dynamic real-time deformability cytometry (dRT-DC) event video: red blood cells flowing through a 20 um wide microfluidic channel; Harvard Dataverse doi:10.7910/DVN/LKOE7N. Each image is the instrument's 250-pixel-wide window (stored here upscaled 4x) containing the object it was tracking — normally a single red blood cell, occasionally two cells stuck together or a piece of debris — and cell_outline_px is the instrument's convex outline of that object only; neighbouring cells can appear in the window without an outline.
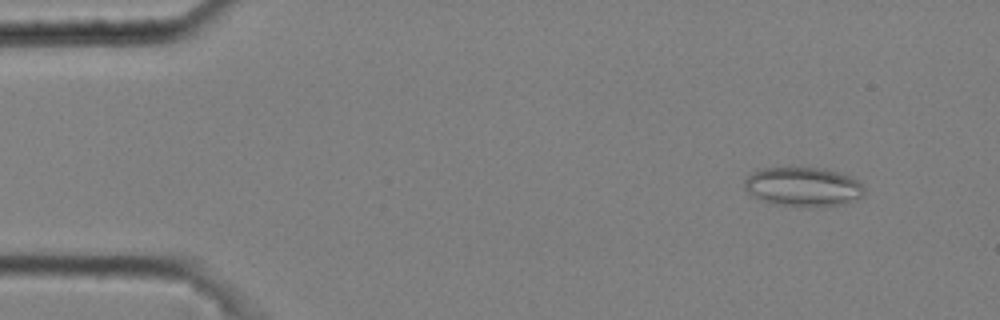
{"species": "common noctule bat (a hibernating species)", "species_latin": "Nyctalus noctula", "temperature_condition": "cold", "stored_images_in_passage": 13, "camera_frame_rate_fps": 3000, "um_per_image_px": 0.085, "animal": {"sex": "male", "body_mass_g": 20.4}, "frame": {"image": 1, "passage_image": 2, "time_ms": 0.333, "image_size_px": [1000, 320], "cell_outline_px": [[864, 196], [856, 200], [844, 204], [804, 208], [772, 204], [748, 192], [744, 188], [744, 180], [756, 168], [824, 168], [840, 172], [852, 176], [864, 188]], "centroid_in_image_um": [68.28, 15.89], "position_along_channel_um": 16.7, "area_um2": 27.8}}
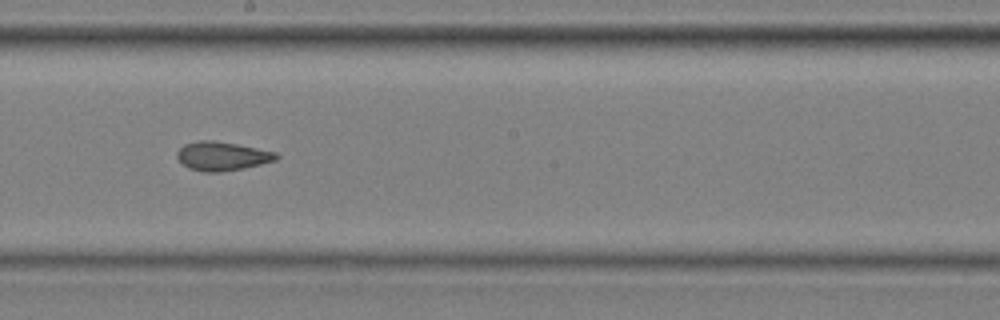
{"frame": {"image": 2, "passage_image": 8, "time_ms": 2.333, "image_size_px": [1000, 320], "cell_outline_px": [[280, 156], [276, 160], [244, 168], [220, 172], [204, 172], [188, 168], [176, 156], [176, 152], [184, 144], [200, 140], [212, 140], [236, 144], [276, 152]], "centroid_in_image_um": [18.87, 13.27], "position_along_channel_um": 229.3, "area_um2": 16.59}}
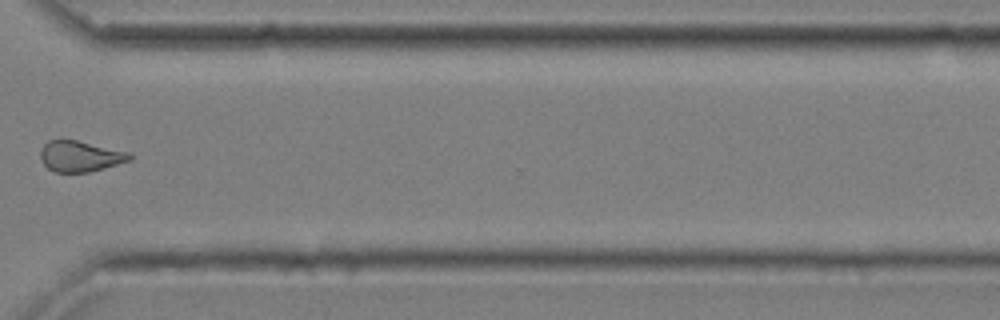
{"frame": {"image": 3, "passage_image": 11, "time_ms": 3.333, "image_size_px": [1000, 320], "cell_outline_px": [[132, 160], [104, 168], [88, 172], [56, 172], [48, 168], [40, 160], [40, 148], [48, 140], [60, 136], [128, 152], [132, 156]], "centroid_in_image_um": [6.75, 13.24], "position_along_channel_um": 363.8, "area_um2": 16.42}}